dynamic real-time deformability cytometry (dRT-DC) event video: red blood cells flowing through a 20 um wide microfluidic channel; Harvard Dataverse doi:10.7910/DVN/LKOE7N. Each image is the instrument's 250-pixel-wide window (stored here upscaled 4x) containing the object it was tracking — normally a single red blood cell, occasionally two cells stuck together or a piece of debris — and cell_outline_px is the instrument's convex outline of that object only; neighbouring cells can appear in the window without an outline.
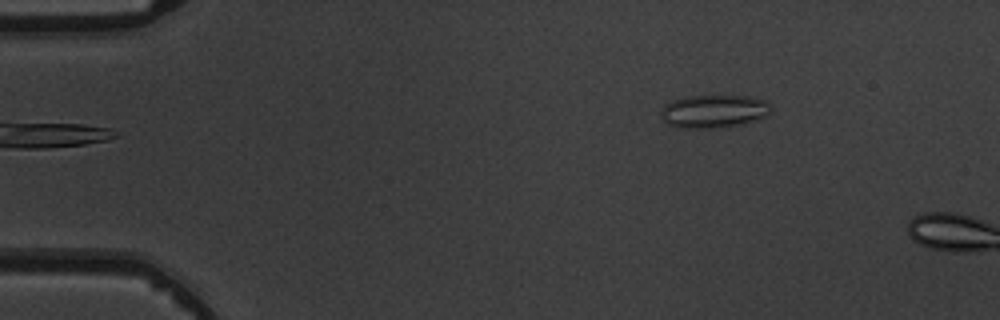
{"species": "common noctule bat (a hibernating species)", "species_latin": "Nyctalus noctula", "temperature_condition": "warm", "stored_images_in_passage": 5, "camera_frame_rate_fps": 3000, "um_per_image_px": 0.085, "animal": {"sex": "male", "body_mass_g": 19.5, "forearm_length_mm": 54.6}, "frame": {"image": 1, "passage_image": 5, "time_ms": 5.333, "image_size_px": [1000, 320], "cell_outline_px": [[772, 112], [764, 116], [744, 124], [712, 128], [684, 128], [668, 124], [660, 116], [660, 112], [672, 100], [684, 96], [748, 96], [764, 100], [772, 108]], "centroid_in_image_um": [60.68, 9.46], "position_along_channel_um": 24.3, "area_um2": 21.04}}